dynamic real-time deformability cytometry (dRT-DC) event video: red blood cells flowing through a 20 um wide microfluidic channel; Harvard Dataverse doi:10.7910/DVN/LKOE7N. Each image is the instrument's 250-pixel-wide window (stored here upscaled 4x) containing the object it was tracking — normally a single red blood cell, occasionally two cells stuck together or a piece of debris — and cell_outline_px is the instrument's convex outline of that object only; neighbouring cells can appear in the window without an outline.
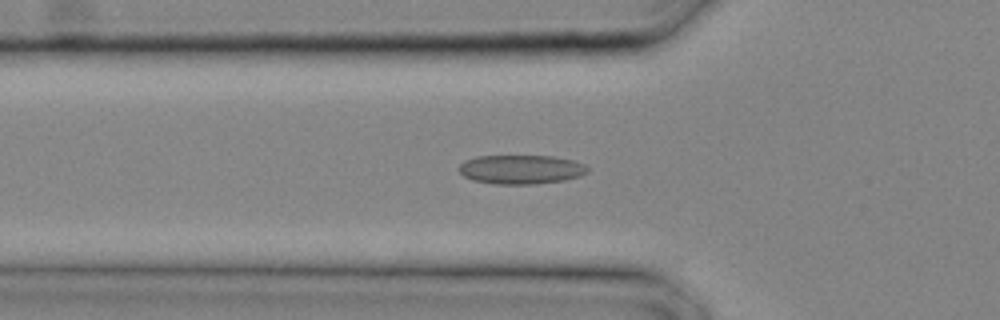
{"species": "common noctule bat (a hibernating species)", "species_latin": "Nyctalus noctula", "temperature_condition": "cold", "stored_images_in_passage": 15, "camera_frame_rate_fps": 3000, "um_per_image_px": 0.085, "animal": {"sex": "male", "body_mass_g": 20.4}, "frame": {"image": 1, "passage_image": 9, "time_ms": 2.667, "image_size_px": [1000, 320], "cell_outline_px": [[588, 172], [580, 176], [564, 180], [536, 184], [496, 184], [472, 180], [464, 176], [456, 168], [464, 160], [476, 156], [552, 156], [572, 160], [584, 164], [588, 168]], "centroid_in_image_um": [44.25, 14.4], "position_along_channel_um": 81.5, "area_um2": 21.91}}
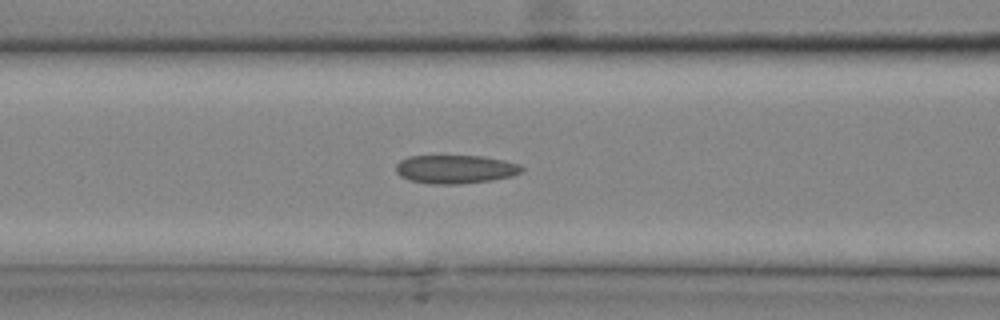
{"frame": {"image": 2, "passage_image": 11, "time_ms": 3.333, "image_size_px": [1000, 320], "cell_outline_px": [[524, 168], [520, 172], [512, 176], [492, 180], [456, 184], [432, 184], [412, 180], [400, 176], [396, 172], [396, 164], [400, 160], [408, 156], [484, 156], [504, 160], [520, 164]], "centroid_in_image_um": [38.71, 14.37], "position_along_channel_um": 127.9, "area_um2": 20.87}}